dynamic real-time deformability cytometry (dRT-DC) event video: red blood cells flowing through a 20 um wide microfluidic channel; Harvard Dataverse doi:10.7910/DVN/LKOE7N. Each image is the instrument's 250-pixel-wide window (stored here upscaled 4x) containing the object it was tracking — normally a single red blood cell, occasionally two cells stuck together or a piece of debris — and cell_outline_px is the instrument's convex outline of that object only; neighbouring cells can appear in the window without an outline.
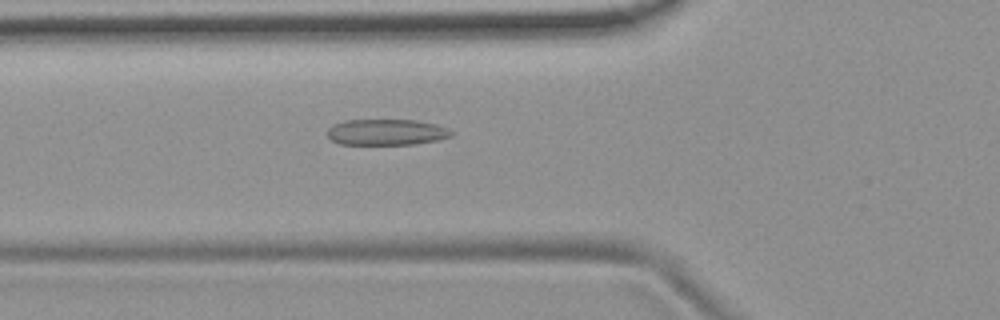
{"species": "common noctule bat (a hibernating species)", "species_latin": "Nyctalus noctula", "temperature_condition": "room temperature", "stored_images_in_passage": 45, "camera_frame_rate_fps": 3000, "um_per_image_px": 0.085, "animal": {"sex": "female", "body_mass_g": 19.9}, "frame": {"image": 1, "passage_image": 11, "time_ms": 3.333, "image_size_px": [1000, 320], "cell_outline_px": [[456, 132], [452, 136], [440, 140], [416, 144], [340, 144], [332, 140], [328, 136], [328, 128], [332, 124], [344, 120], [416, 120], [436, 124], [448, 128]], "centroid_in_image_um": [32.9, 11.23], "position_along_channel_um": 92.9, "area_um2": 19.02}}
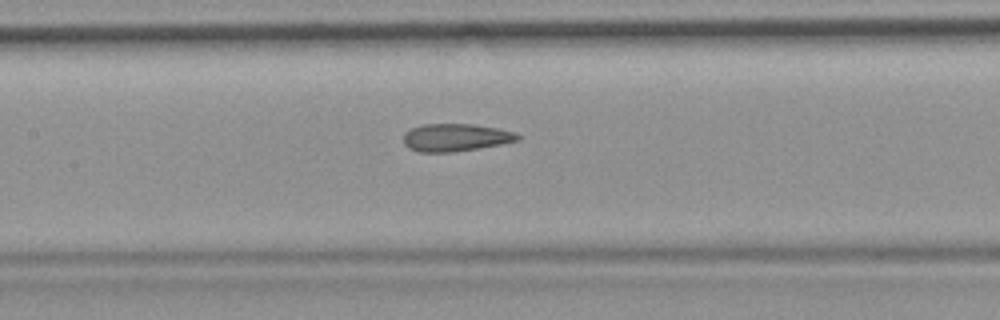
{"frame": {"image": 2, "passage_image": 17, "time_ms": 5.333, "image_size_px": [1000, 320], "cell_outline_px": [[520, 140], [500, 144], [452, 152], [420, 152], [408, 148], [404, 144], [404, 136], [412, 128], [424, 124], [472, 124], [500, 128], [516, 132], [520, 136]], "centroid_in_image_um": [38.76, 11.68], "position_along_channel_um": 168.6, "area_um2": 18.26}}
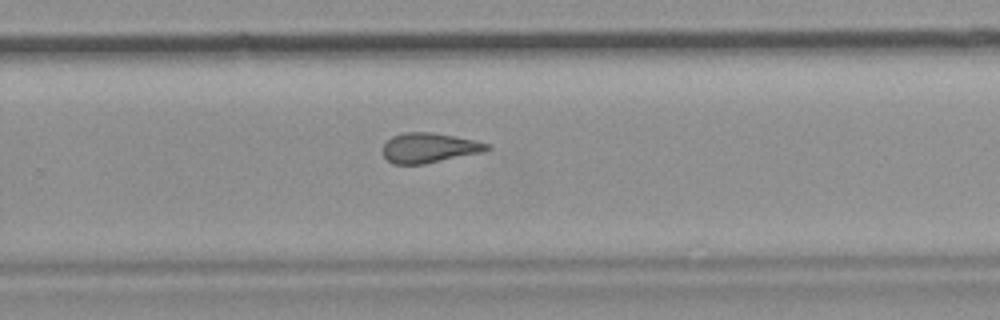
{"frame": {"image": 3, "passage_image": 27, "time_ms": 8.667, "image_size_px": [1000, 320], "cell_outline_px": [[492, 148], [480, 152], [424, 164], [392, 164], [380, 152], [384, 144], [392, 136], [404, 132], [432, 132], [476, 140], [488, 144]], "centroid_in_image_um": [36.42, 12.56], "position_along_channel_um": 293.4, "area_um2": 18.09}, "authors_computed_cell_mechanics": {"area_um2": 18.9006, "velocity_mm_per_s": 3.7649, "shape_relaxation_time_tau1_ms": null, "shape_relaxation_time_tau2_ms": 1.9889, "deformation_change_tau1": null, "deformation_change_tau2": 0.1067}}